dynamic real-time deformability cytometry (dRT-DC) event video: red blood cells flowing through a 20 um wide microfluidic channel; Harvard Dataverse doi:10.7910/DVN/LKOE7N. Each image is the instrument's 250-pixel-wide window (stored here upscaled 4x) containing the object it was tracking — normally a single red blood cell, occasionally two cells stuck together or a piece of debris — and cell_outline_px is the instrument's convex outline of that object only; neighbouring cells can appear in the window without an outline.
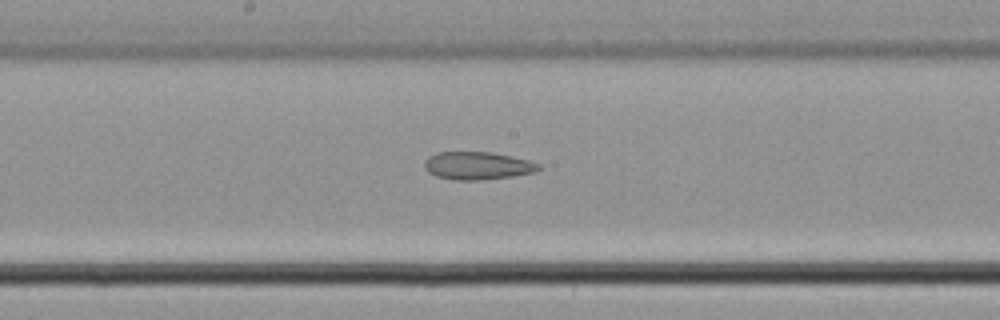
{"species": "common noctule bat (a hibernating species)", "species_latin": "Nyctalus noctula", "temperature_condition": "cold", "stored_images_in_passage": 38, "segment_of_instrument_passage": [2, 2], "camera_frame_rate_fps": 3000, "um_per_image_px": 0.085, "animal": {"sex": "male", "body_mass_g": 21.5, "forearm_length_mm": 52.0}, "frame": {"image": 1, "passage_image": 20, "time_ms": 6.333, "image_size_px": [1000, 320], "cell_outline_px": [[540, 168], [536, 172], [512, 176], [480, 180], [456, 180], [436, 176], [428, 172], [424, 168], [424, 160], [428, 156], [436, 152], [492, 152], [512, 156], [528, 160], [540, 164]], "centroid_in_image_um": [40.57, 14.08], "position_along_channel_um": 207.6, "area_um2": 18.61}}
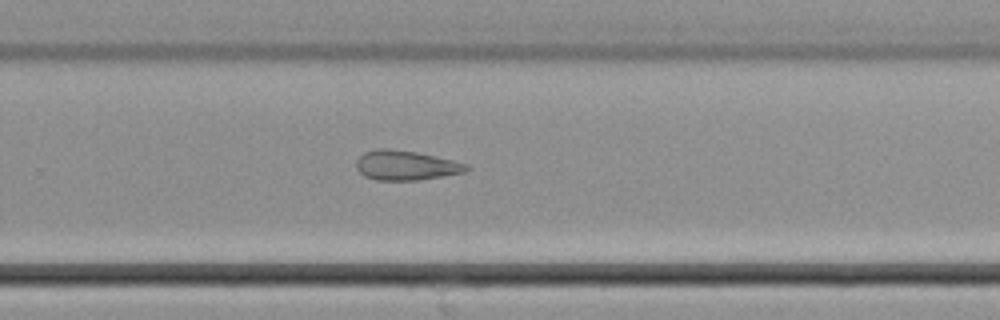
{"frame": {"image": 2, "passage_image": 25, "time_ms": 8.0, "image_size_px": [1000, 320], "cell_outline_px": [[472, 168], [464, 172], [420, 180], [376, 180], [364, 176], [356, 168], [356, 160], [364, 152], [376, 148], [388, 148], [416, 152], [436, 156], [468, 164]], "centroid_in_image_um": [34.49, 14.05], "position_along_channel_um": 295.3, "area_um2": 19.13}}
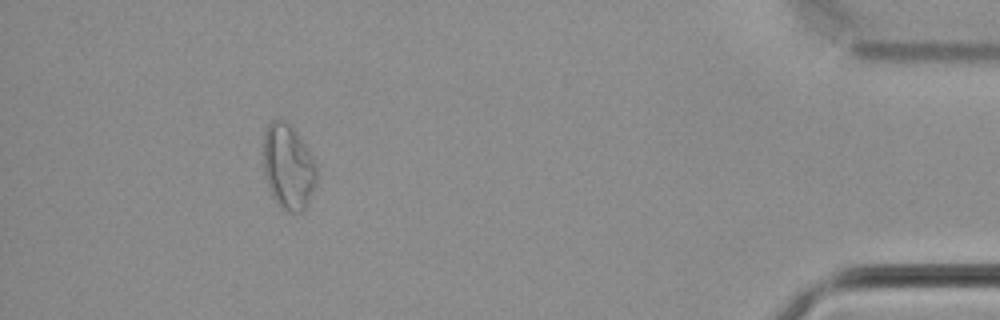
{"frame": {"image": 3, "passage_image": 35, "time_ms": 11.333, "image_size_px": [1000, 320], "cell_outline_px": [[316, 184], [304, 208], [300, 212], [288, 212], [280, 208], [276, 204], [268, 188], [264, 176], [264, 132], [268, 124], [272, 120], [280, 120], [292, 124], [316, 164]], "centroid_in_image_um": [24.48, 14.18], "position_along_channel_um": 410.7, "area_um2": 26.41}}